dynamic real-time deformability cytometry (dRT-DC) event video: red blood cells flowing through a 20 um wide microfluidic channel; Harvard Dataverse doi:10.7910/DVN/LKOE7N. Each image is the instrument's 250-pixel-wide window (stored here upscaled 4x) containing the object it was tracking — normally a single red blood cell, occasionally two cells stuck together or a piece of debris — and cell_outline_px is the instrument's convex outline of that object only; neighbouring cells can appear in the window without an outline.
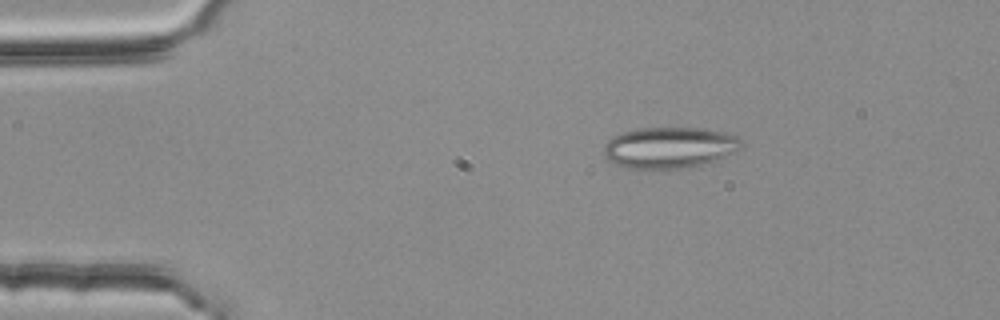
{"species": "common noctule bat (a hibernating species)", "species_latin": "Nyctalus noctula", "temperature_condition": "room temperature", "stored_images_in_passage": 2, "camera_frame_rate_fps": 3000, "um_per_image_px": 0.085, "animal": {"sex": "female", "body_mass_g": 25.1}, "frame": {"image": 1, "passage_image": 1, "time_ms": 0.0, "image_size_px": [1000, 320], "cell_outline_px": [[744, 144], [736, 152], [716, 160], [688, 168], [664, 172], [660, 172], [620, 168], [612, 164], [608, 160], [604, 152], [604, 144], [612, 136], [624, 132], [640, 128], [700, 128], [724, 132], [736, 136]], "centroid_in_image_um": [56.85, 12.61], "position_along_channel_um": 28.1, "area_um2": 34.16}}